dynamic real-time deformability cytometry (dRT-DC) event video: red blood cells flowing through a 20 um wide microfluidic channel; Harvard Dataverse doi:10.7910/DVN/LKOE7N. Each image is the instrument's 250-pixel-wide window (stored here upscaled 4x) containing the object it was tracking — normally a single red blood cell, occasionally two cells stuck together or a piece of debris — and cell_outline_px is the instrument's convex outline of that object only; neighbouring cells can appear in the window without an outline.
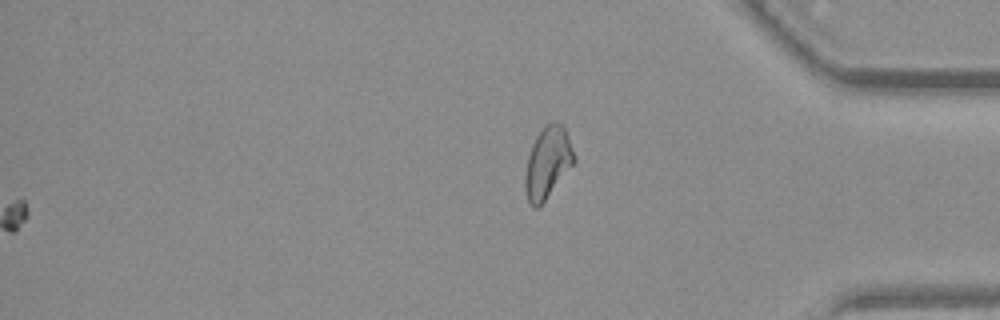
{"species": "common noctule bat (a hibernating species)", "species_latin": "Nyctalus noctula", "temperature_condition": "warm", "stored_images_in_passage": 56, "camera_frame_rate_fps": 3000, "um_per_image_px": 0.085, "animal": {"sex": "female", "body_mass_g": 19.3, "forearm_length_mm": 54.1}, "frame": {"image": 1, "passage_image": 56, "time_ms": 18.333, "image_size_px": [1000, 320], "cell_outline_px": [[576, 160], [544, 200], [536, 208], [532, 208], [528, 200], [524, 188], [524, 176], [528, 156], [532, 144], [536, 136], [544, 124], [552, 120], [560, 120], [564, 124]], "centroid_in_image_um": [46.53, 13.74], "position_along_channel_um": 388.7, "area_um2": 20.4}}